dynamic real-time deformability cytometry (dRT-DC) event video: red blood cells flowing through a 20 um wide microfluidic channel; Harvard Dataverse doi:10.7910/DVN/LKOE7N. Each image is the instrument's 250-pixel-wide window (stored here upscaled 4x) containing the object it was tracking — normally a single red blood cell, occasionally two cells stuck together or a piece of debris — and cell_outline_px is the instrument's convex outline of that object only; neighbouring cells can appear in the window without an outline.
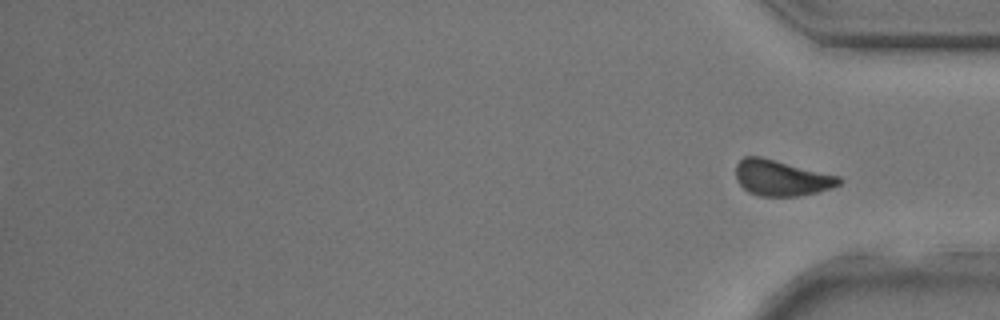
{"species": "common noctule bat (a hibernating species)", "species_latin": "Nyctalus noctula", "temperature_condition": "room temperature", "stored_images_in_passage": 39, "segment_of_instrument_passage": [2, 2], "camera_frame_rate_fps": 3000, "um_per_image_px": 0.085, "animal": {"sex": "male", "body_mass_g": 17.9, "forearm_length_mm": 54.2}, "frame": {"image": 1, "passage_image": 39, "time_ms": 12.667, "image_size_px": [1000, 320], "cell_outline_px": [[844, 180], [840, 184], [832, 188], [800, 196], [760, 196], [748, 192], [736, 180], [736, 164], [744, 156], [760, 156], [840, 176]], "centroid_in_image_um": [66.43, 15.12], "position_along_channel_um": 368.8, "area_um2": 21.62}}